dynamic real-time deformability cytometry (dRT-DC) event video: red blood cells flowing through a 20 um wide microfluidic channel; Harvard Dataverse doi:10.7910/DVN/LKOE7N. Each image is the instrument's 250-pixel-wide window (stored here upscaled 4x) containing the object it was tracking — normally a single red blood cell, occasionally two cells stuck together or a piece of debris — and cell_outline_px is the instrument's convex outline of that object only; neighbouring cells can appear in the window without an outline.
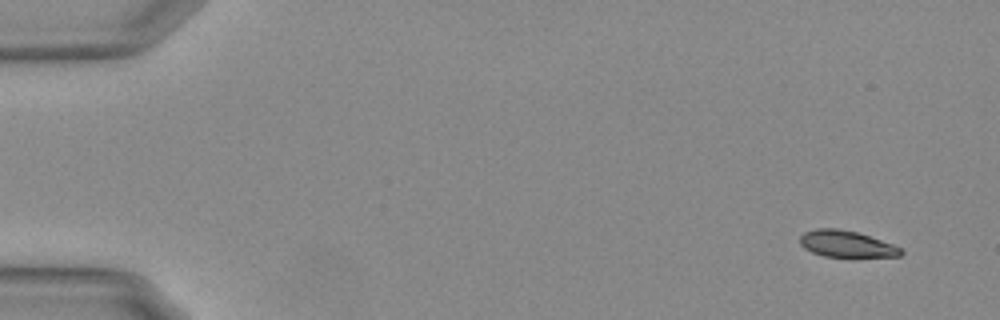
{"species": "Egyptian fruit bat (a non-hibernating species)", "species_latin": "Rousettus aegyptiacus", "temperature_condition": "warm", "stored_images_in_passage": 53, "camera_frame_rate_fps": 3000, "um_per_image_px": 0.085, "animal": {"sex": "female"}, "frame": {"image": 1, "passage_image": 1, "time_ms": 0.0, "image_size_px": [1000, 320], "cell_outline_px": [[904, 252], [900, 256], [824, 256], [812, 252], [804, 248], [800, 244], [800, 236], [804, 232], [816, 228], [836, 228], [856, 232], [892, 244], [900, 248]], "centroid_in_image_um": [71.9, 20.72], "position_along_channel_um": 13.1, "area_um2": 15.26}}
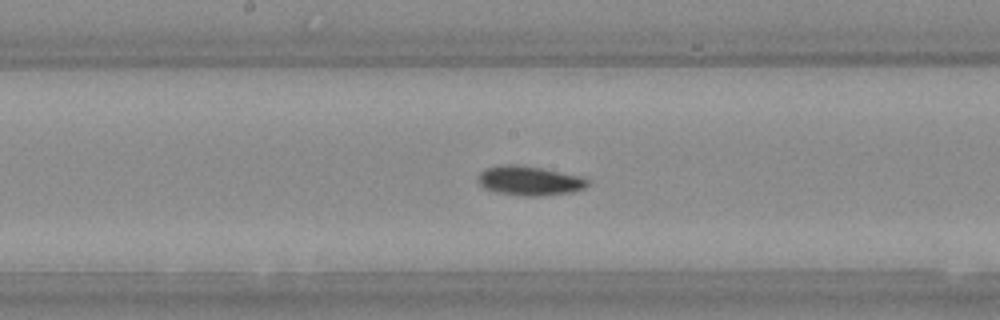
{"frame": {"image": 2, "passage_image": 27, "time_ms": 8.667, "image_size_px": [1000, 320], "cell_outline_px": [[588, 184], [584, 188], [572, 192], [540, 196], [524, 196], [500, 192], [488, 188], [480, 184], [480, 172], [484, 168], [500, 164], [516, 164], [540, 168], [580, 176], [588, 180]], "centroid_in_image_um": [45.02, 15.35], "position_along_channel_um": 203.2, "area_um2": 18.38}}
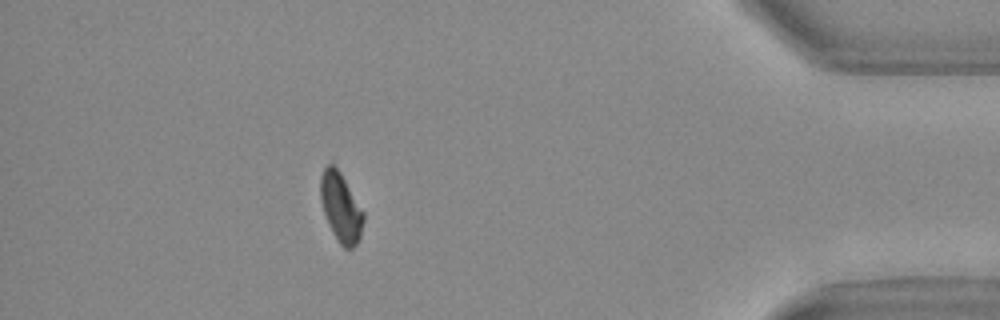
{"frame": {"image": 3, "passage_image": 47, "time_ms": 15.333, "image_size_px": [1000, 320], "cell_outline_px": [[364, 220], [360, 236], [356, 244], [352, 248], [344, 248], [340, 244], [328, 224], [320, 200], [320, 176], [324, 168], [328, 164], [332, 164], [340, 172], [364, 212]], "centroid_in_image_um": [28.96, 17.63], "position_along_channel_um": 406.2, "area_um2": 17.11}, "authors_computed_cell_mechanics": {"area_um2": 17.3978, "velocity_mm_per_s": 3.7423, "shape_relaxation_time_tau1_ms": 3.2513, "shape_relaxation_time_tau2_ms": 6.687, "deformation_change_tau1": 0.1236, "deformation_change_tau2": 0.088}}